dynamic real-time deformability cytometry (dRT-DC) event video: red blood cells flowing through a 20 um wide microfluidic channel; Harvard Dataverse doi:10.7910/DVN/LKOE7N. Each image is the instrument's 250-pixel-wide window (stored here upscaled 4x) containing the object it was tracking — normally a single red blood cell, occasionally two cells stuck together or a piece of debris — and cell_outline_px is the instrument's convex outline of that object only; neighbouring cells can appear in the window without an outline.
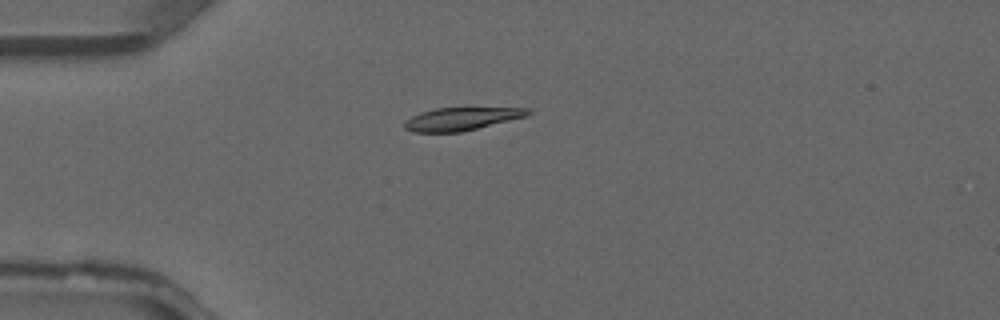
{"species": "common noctule bat (a hibernating species)", "species_latin": "Nyctalus noctula", "temperature_condition": "warm", "stored_images_in_passage": 5, "camera_frame_rate_fps": 3000, "um_per_image_px": 0.085, "animal": {"sex": "male", "forearm_length_mm": 52.5}, "frame": {"image": 1, "passage_image": 4, "time_ms": 1.0, "image_size_px": [1000, 320], "cell_outline_px": [[532, 112], [528, 116], [460, 132], [412, 132], [404, 128], [404, 124], [412, 116], [420, 112], [436, 108], [532, 108]], "centroid_in_image_um": [39.25, 10.1], "position_along_channel_um": 45.7, "area_um2": 16.36}}